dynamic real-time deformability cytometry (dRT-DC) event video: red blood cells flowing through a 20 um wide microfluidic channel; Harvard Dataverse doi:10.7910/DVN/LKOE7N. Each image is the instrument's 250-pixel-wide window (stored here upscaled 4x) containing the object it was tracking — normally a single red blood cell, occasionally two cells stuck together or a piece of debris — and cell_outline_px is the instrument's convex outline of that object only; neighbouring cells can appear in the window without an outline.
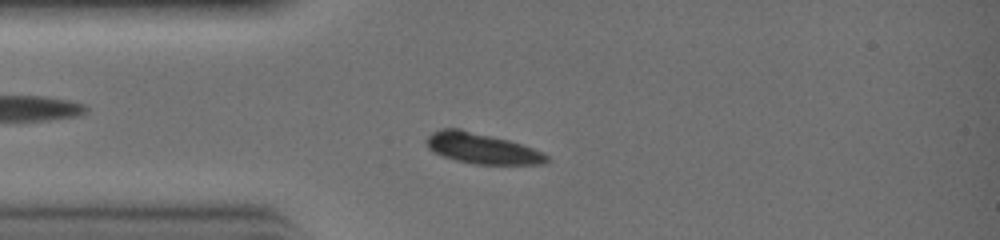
{"species": "common noctule bat (a hibernating species)", "species_latin": "Nyctalus noctula", "temperature_condition": "warm", "stored_images_in_passage": 26, "camera_frame_rate_fps": 3000, "um_per_image_px": 0.085, "animal": {"sex": "female", "body_mass_g": 19.0, "forearm_length_mm": 51.5}, "frame": {"image": 1, "passage_image": 5, "time_ms": 1.333, "image_size_px": [1000, 240], "cell_outline_px": [[548, 164], [472, 164], [456, 160], [432, 152], [428, 148], [424, 140], [432, 132], [440, 128], [460, 128], [508, 140], [544, 152], [548, 156]], "centroid_in_image_um": [40.93, 12.61], "position_along_channel_um": 44.1, "area_um2": 21.56}}
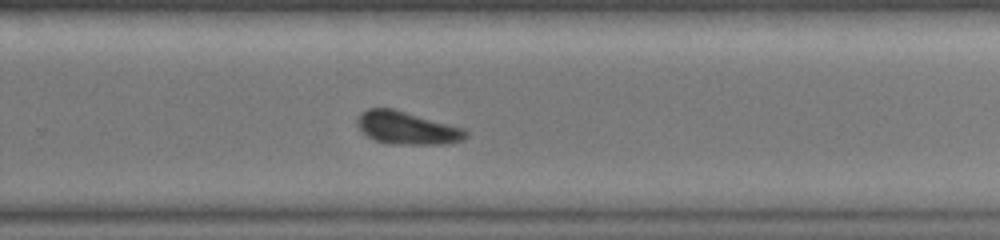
{"frame": {"image": 2, "passage_image": 18, "time_ms": 5.667, "image_size_px": [1000, 240], "cell_outline_px": [[468, 136], [460, 140], [440, 144], [392, 144], [376, 140], [368, 136], [356, 124], [356, 120], [368, 108], [392, 108], [464, 128], [468, 132]], "centroid_in_image_um": [34.6, 10.87], "position_along_channel_um": 295.2, "area_um2": 20.35}}
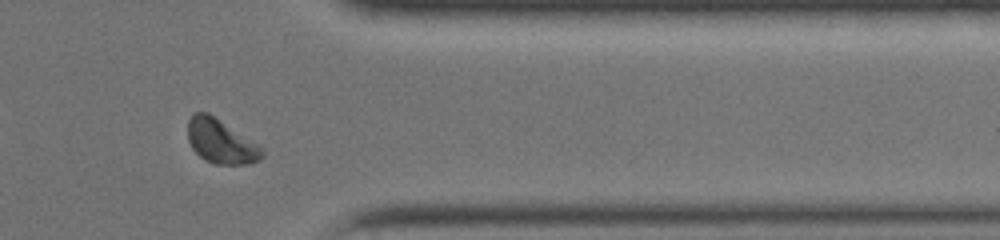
{"frame": {"image": 3, "passage_image": 23, "time_ms": 7.333, "image_size_px": [1000, 240], "cell_outline_px": [[264, 156], [260, 160], [248, 164], [216, 164], [200, 156], [192, 148], [188, 140], [188, 120], [192, 112], [208, 112], [260, 144], [264, 148]], "centroid_in_image_um": [18.81, 12.0], "position_along_channel_um": 392.6, "area_um2": 19.36}}